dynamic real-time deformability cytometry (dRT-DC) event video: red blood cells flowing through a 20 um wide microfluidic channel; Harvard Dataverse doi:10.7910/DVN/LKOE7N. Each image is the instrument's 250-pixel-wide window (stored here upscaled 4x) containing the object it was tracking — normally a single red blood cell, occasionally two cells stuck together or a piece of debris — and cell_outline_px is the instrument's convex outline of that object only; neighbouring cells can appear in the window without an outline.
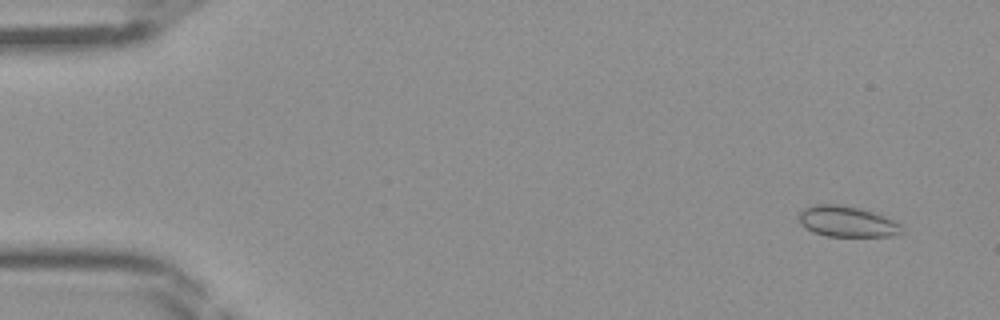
{"species": "Egyptian fruit bat (a non-hibernating species)", "species_latin": "Rousettus aegyptiacus", "temperature_condition": "room temperature", "stored_images_in_passage": 45, "camera_frame_rate_fps": 3000, "um_per_image_px": 0.085, "frame": {"image": 1, "passage_image": 3, "time_ms": 0.667, "image_size_px": [1000, 320], "cell_outline_px": [[904, 232], [892, 236], [828, 236], [812, 232], [800, 224], [796, 216], [804, 208], [816, 204], [836, 204], [856, 208], [872, 212], [884, 216], [900, 224]], "centroid_in_image_um": [71.95, 18.84], "position_along_channel_um": 13.1, "area_um2": 18.38}}
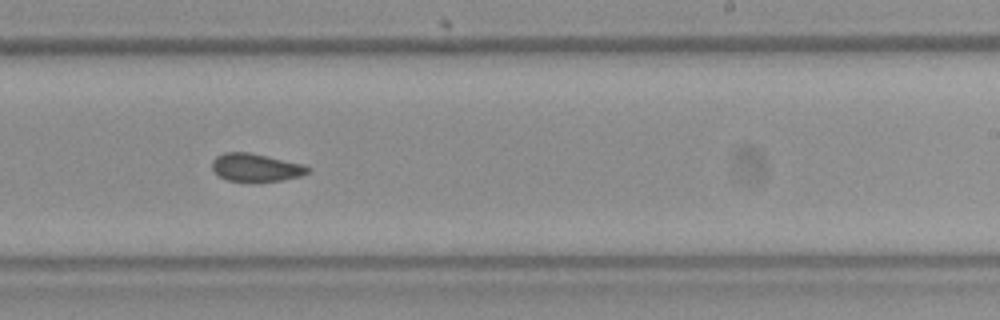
{"frame": {"image": 2, "passage_image": 28, "time_ms": 9.0, "image_size_px": [1000, 320], "cell_outline_px": [[312, 168], [308, 172], [300, 176], [280, 180], [228, 180], [220, 176], [212, 168], [212, 160], [216, 156], [224, 152], [248, 152], [304, 164]], "centroid_in_image_um": [21.75, 14.21], "position_along_channel_um": 267.2, "area_um2": 15.2}}
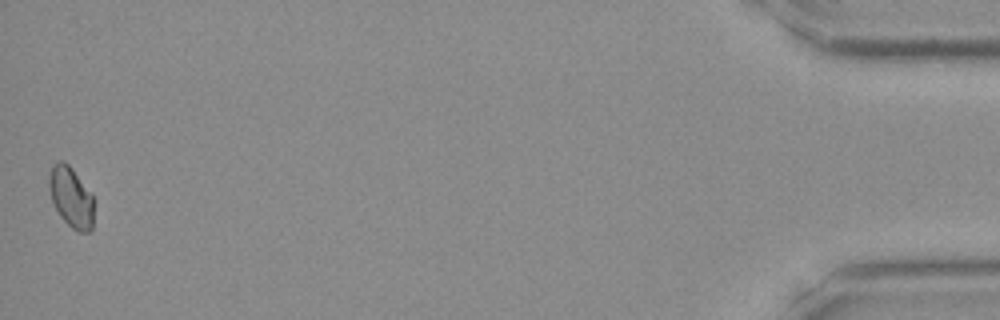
{"frame": {"image": 3, "passage_image": 45, "time_ms": 14.667, "image_size_px": [1000, 320], "cell_outline_px": [[96, 200], [92, 232], [80, 232], [72, 228], [60, 216], [52, 200], [48, 188], [48, 176], [52, 164], [60, 160], [64, 160], [72, 168]], "centroid_in_image_um": [6.07, 16.76], "position_along_channel_um": 429.1, "area_um2": 16.24}}